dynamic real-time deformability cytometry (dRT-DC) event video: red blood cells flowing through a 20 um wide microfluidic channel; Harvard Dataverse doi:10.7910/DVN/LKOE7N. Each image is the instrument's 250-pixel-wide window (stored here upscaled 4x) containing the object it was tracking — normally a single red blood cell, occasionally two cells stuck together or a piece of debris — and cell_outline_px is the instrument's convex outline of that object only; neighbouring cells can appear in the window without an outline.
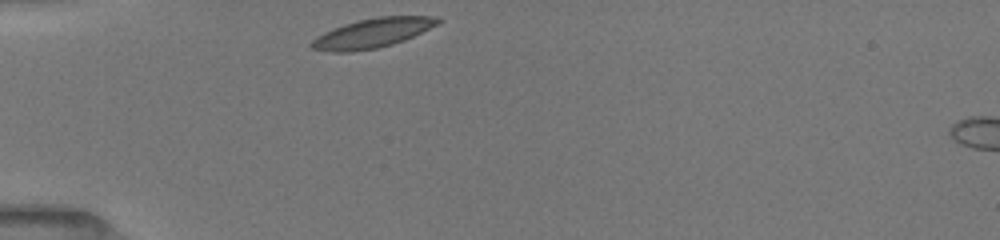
{"species": "common noctule bat (a hibernating species)", "species_latin": "Nyctalus noctula", "temperature_condition": "room temperature", "stored_images_in_passage": 31, "camera_frame_rate_fps": 3000, "um_per_image_px": 0.085, "animal": {"sex": "female", "body_mass_g": 19.5, "forearm_length_mm": 54.1}, "frame": {"image": 1, "passage_image": 1, "time_ms": 0.0, "image_size_px": [1000, 240], "cell_outline_px": [[444, 20], [404, 40], [392, 44], [376, 48], [352, 52], [332, 52], [312, 48], [308, 44], [312, 40], [324, 32], [344, 24], [360, 20], [380, 16], [440, 16]], "centroid_in_image_um": [31.65, 2.81], "position_along_channel_um": 53.3, "area_um2": 21.39}}
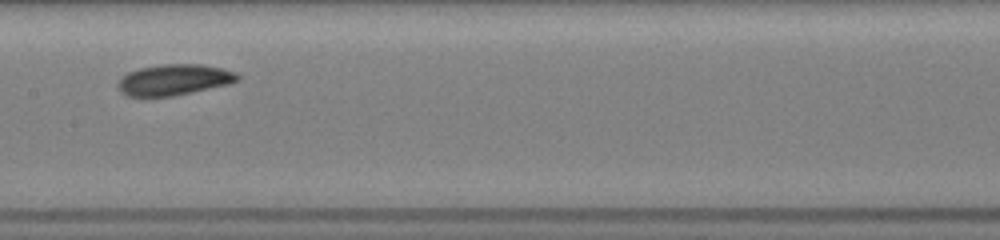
{"frame": {"image": 2, "passage_image": 13, "time_ms": 4.0, "image_size_px": [1000, 240], "cell_outline_px": [[240, 80], [232, 84], [172, 96], [148, 100], [128, 96], [120, 92], [116, 84], [120, 76], [128, 72], [140, 68], [164, 64], [200, 64], [220, 68], [236, 72], [240, 76]], "centroid_in_image_um": [14.74, 6.82], "position_along_channel_um": 192.7, "area_um2": 22.37}}
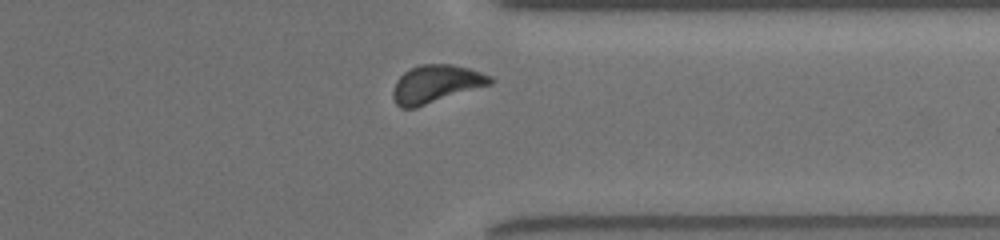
{"frame": {"image": 3, "passage_image": 27, "time_ms": 8.667, "image_size_px": [1000, 240], "cell_outline_px": [[492, 84], [416, 108], [400, 108], [396, 104], [392, 96], [392, 92], [396, 80], [404, 72], [420, 64], [452, 64], [468, 68], [492, 76]], "centroid_in_image_um": [37.04, 7.15], "position_along_channel_um": 374.4, "area_um2": 21.5}, "authors_computed_cell_mechanics": {"area_um2": 21.1548, "velocity_mm_per_s": 3.9179, "shape_relaxation_time_tau1_ms": 1.845, "shape_relaxation_time_tau2_ms": 8.4176, "deformation_change_tau1": 0.0808, "deformation_change_tau2": 0.1545}}